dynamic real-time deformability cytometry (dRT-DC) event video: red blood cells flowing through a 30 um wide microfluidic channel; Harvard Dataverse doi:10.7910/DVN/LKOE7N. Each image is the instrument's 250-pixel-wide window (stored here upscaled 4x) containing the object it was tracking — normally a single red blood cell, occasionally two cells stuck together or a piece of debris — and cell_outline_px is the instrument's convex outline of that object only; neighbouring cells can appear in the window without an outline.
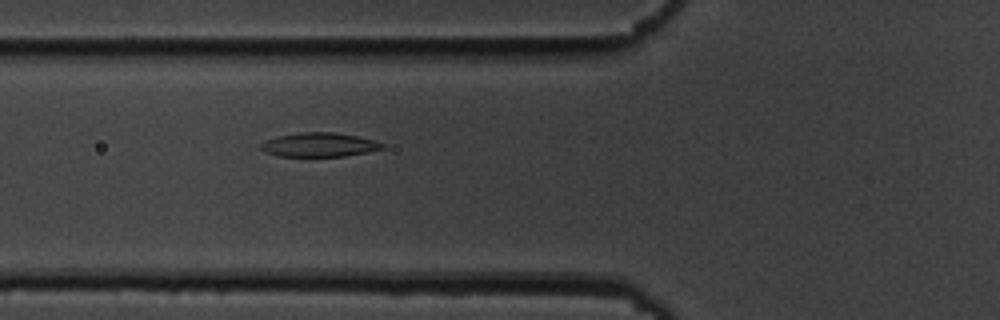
{"species": "common noctule bat (a hibernating species)", "species_latin": "Nyctalus noctula", "temperature_condition": "cold", "stored_images_in_passage": 37, "camera_frame_rate_fps": 3000, "um_per_image_px": 0.085, "animal": {"sex": "male", "body_mass_g": 19.5, "forearm_length_mm": 54.6}, "frame": {"image": 1, "passage_image": 3, "time_ms": 0.667, "image_size_px": [1000, 320], "cell_outline_px": [[384, 148], [368, 152], [344, 156], [280, 156], [264, 152], [260, 148], [260, 144], [276, 136], [300, 132], [332, 132], [356, 136], [372, 140], [384, 144]], "centroid_in_image_um": [27.11, 12.3], "position_along_channel_um": 98.7, "area_um2": 16.88}}
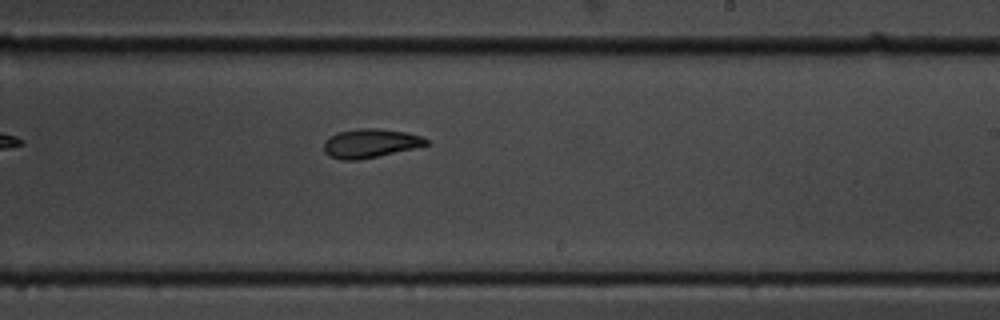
{"frame": {"image": 2, "passage_image": 16, "time_ms": 5.0, "image_size_px": [1000, 320], "cell_outline_px": [[428, 144], [412, 148], [376, 156], [356, 160], [340, 160], [328, 156], [324, 152], [324, 140], [328, 136], [336, 132], [360, 128], [376, 128], [408, 132], [420, 136], [428, 140]], "centroid_in_image_um": [31.39, 12.16], "position_along_channel_um": 257.6, "area_um2": 17.17}}
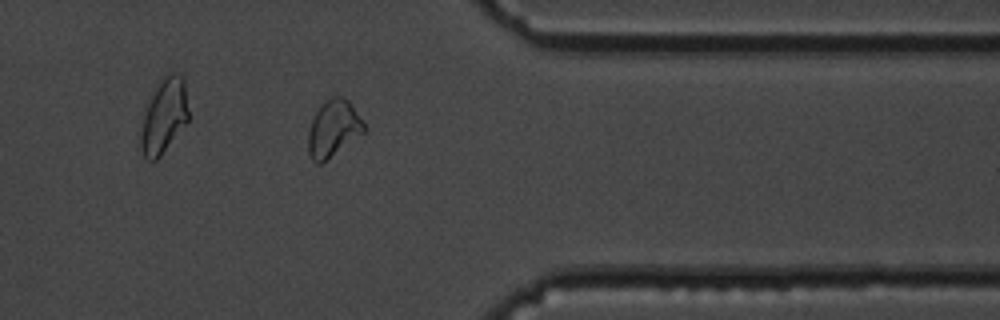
{"frame": {"image": 3, "passage_image": 27, "time_ms": 8.667, "image_size_px": [1000, 320], "cell_outline_px": [[368, 128], [364, 132], [320, 164], [316, 164], [312, 160], [308, 152], [308, 132], [312, 120], [320, 104], [332, 96], [340, 96], [348, 100]], "centroid_in_image_um": [28.33, 10.91], "position_along_channel_um": 383.1, "area_um2": 18.26}}